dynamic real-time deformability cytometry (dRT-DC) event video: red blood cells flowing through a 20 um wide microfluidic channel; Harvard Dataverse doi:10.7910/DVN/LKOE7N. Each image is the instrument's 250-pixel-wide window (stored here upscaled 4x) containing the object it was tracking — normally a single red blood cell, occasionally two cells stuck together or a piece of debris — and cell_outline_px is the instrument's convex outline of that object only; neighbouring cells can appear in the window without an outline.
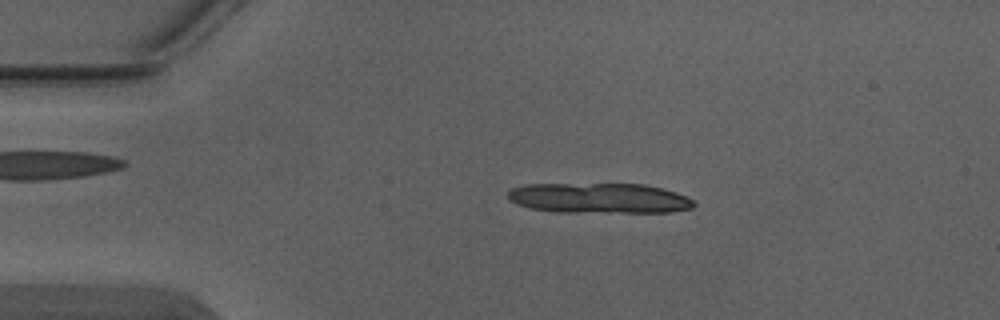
{"species": "Egyptian fruit bat (a non-hibernating species)", "species_latin": "Rousettus aegyptiacus", "temperature_condition": "warm", "stored_images_in_passage": 3, "camera_frame_rate_fps": 3000, "um_per_image_px": 0.085, "animal": {"sex": "male"}, "frame": {"image": 1, "passage_image": 2, "time_ms": 0.333, "image_size_px": [1000, 320], "cell_outline_px": [[696, 204], [692, 208], [672, 212], [556, 212], [532, 208], [516, 204], [508, 200], [508, 192], [512, 188], [524, 184], [644, 184], [664, 188], [676, 192], [692, 200]], "centroid_in_image_um": [50.92, 16.84], "position_along_channel_um": 34.1, "area_um2": 32.89}}
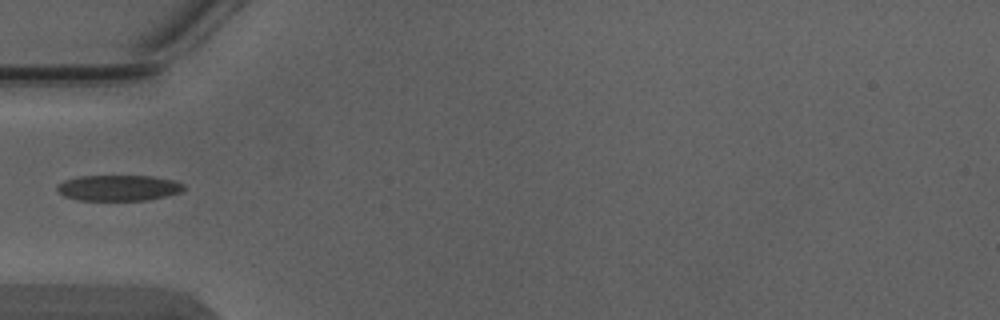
{"frame": {"image": 2, "passage_image": 3, "time_ms": 0.667, "image_size_px": [1000, 320], "cell_outline_px": [[184, 188], [180, 192], [148, 200], [80, 200], [64, 196], [56, 188], [64, 180], [80, 176], [152, 176], [172, 180], [184, 184]], "centroid_in_image_um": [10.07, 15.97], "position_along_channel_um": 74.9, "area_um2": 18.79}}